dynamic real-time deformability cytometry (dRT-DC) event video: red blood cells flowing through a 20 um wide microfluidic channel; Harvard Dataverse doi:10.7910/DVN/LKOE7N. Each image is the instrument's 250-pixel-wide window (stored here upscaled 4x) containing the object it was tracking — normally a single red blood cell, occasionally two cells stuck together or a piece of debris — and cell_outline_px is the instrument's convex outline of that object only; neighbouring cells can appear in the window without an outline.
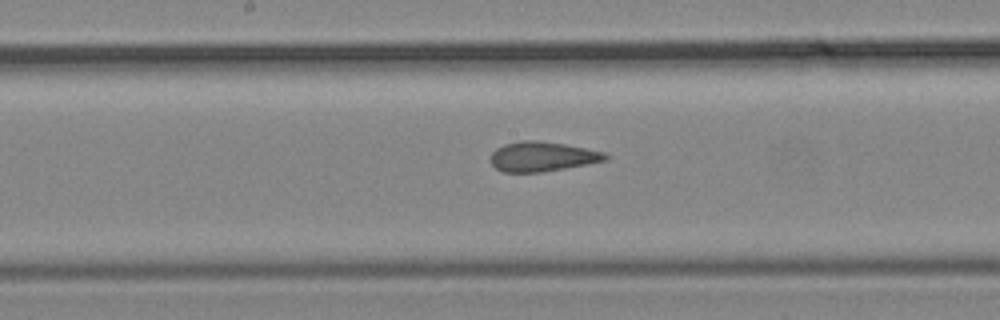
{"species": "common noctule bat (a hibernating species)", "species_latin": "Nyctalus noctula", "temperature_condition": "cold", "stored_images_in_passage": 18, "camera_frame_rate_fps": 3000, "um_per_image_px": 0.085, "animal": {"sex": "male", "body_mass_g": 19.2, "forearm_length_mm": 51.8}, "frame": {"image": 1, "passage_image": 13, "time_ms": 4.0, "image_size_px": [1000, 320], "cell_outline_px": [[608, 160], [564, 168], [540, 172], [504, 172], [496, 168], [492, 164], [492, 152], [496, 148], [504, 144], [520, 140], [536, 140], [564, 144], [604, 152], [608, 156]], "centroid_in_image_um": [46.08, 13.3], "position_along_channel_um": 202.1, "area_um2": 19.65}}
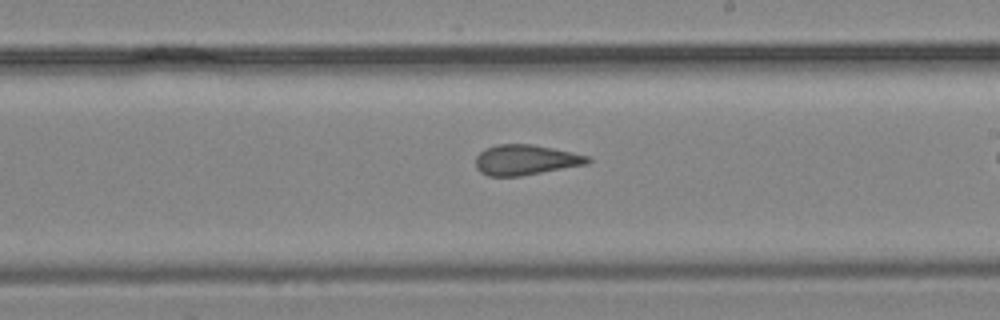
{"frame": {"image": 2, "passage_image": 16, "time_ms": 5.0, "image_size_px": [1000, 320], "cell_outline_px": [[592, 160], [588, 164], [520, 176], [488, 176], [480, 172], [476, 168], [476, 156], [480, 152], [488, 148], [500, 144], [532, 144], [552, 148], [588, 156]], "centroid_in_image_um": [44.67, 13.6], "position_along_channel_um": 244.3, "area_um2": 19.59}}